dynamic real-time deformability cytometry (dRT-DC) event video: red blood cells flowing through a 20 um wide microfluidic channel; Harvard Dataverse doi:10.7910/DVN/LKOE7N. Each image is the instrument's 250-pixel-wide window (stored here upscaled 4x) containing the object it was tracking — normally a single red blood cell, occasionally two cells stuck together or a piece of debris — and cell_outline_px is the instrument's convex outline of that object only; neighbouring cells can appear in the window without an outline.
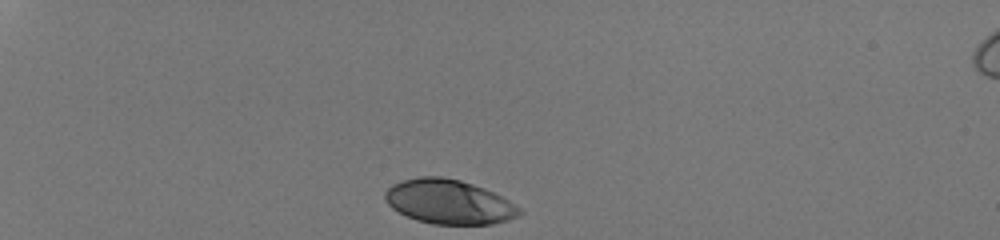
{"species": "human", "species_latin": "Homo sapiens", "temperature_condition": "room temperature", "stored_images_in_passage": 32, "camera_frame_rate_fps": 3000, "um_per_image_px": 0.085, "donor": {"sex": "male"}, "frame": {"image": 1, "passage_image": 1, "time_ms": 0.0, "image_size_px": [1000, 240], "cell_outline_px": [[524, 212], [508, 220], [492, 224], [432, 224], [416, 220], [392, 208], [384, 200], [384, 192], [392, 184], [404, 180], [420, 176], [440, 176], [460, 180], [484, 188], [508, 200], [520, 208]], "centroid_in_image_um": [38.14, 17.15], "position_along_channel_um": 46.9, "area_um2": 34.62}}
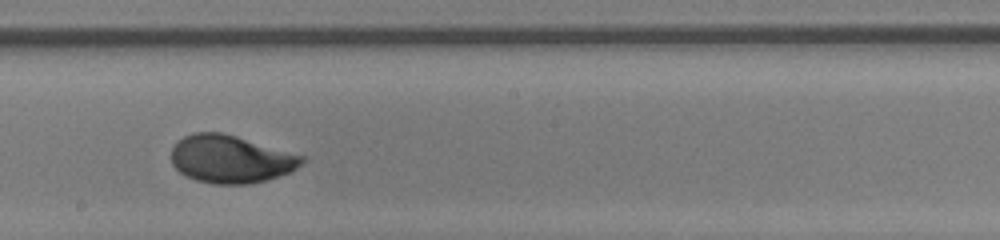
{"frame": {"image": 2, "passage_image": 19, "time_ms": 6.0, "image_size_px": [1000, 240], "cell_outline_px": [[308, 160], [296, 168], [288, 172], [264, 180], [248, 184], [212, 184], [196, 180], [180, 172], [172, 164], [172, 148], [184, 136], [192, 132], [220, 132], [236, 136], [308, 156]], "centroid_in_image_um": [19.65, 13.51], "position_along_channel_um": 228.6, "area_um2": 36.36}}
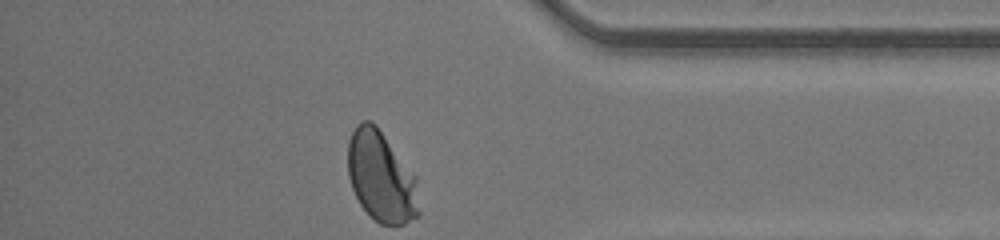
{"frame": {"image": 3, "passage_image": 32, "time_ms": 10.333, "image_size_px": [1000, 240], "cell_outline_px": [[420, 216], [404, 224], [380, 224], [360, 204], [352, 188], [348, 176], [348, 140], [356, 124], [364, 120], [368, 120], [376, 124], [416, 176], [420, 212]], "centroid_in_image_um": [32.41, 15.02], "position_along_channel_um": 402.8, "area_um2": 37.63}, "authors_computed_cell_mechanics": {"area_um2": 36.0672, "velocity_mm_per_s": 4.246, "shape_relaxation_time_tau1_ms": 2.9384, "shape_relaxation_time_tau2_ms": null, "deformation_change_tau1": 0.1529, "deformation_change_tau2": null}}